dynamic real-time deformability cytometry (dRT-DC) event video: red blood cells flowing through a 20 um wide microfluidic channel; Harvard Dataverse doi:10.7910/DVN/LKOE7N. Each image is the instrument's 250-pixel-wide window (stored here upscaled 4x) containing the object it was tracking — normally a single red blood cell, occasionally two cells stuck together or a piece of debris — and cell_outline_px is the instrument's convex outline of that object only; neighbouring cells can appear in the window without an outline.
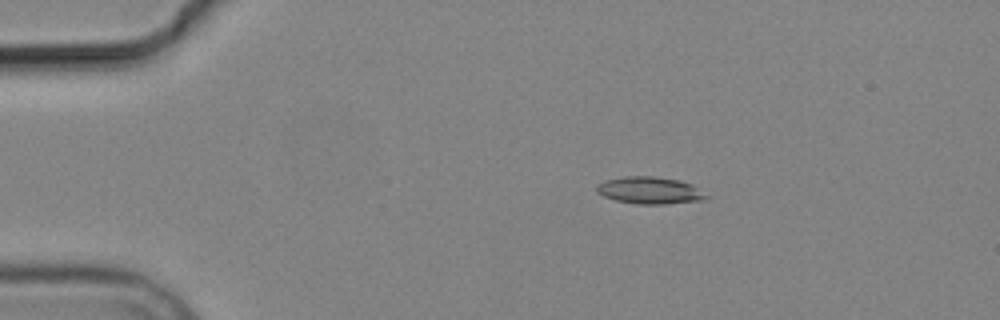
{"species": "common noctule bat (a hibernating species)", "species_latin": "Nyctalus noctula", "temperature_condition": "cold", "stored_images_in_passage": 9, "camera_frame_rate_fps": 3000, "um_per_image_px": 0.085, "animal": {"sex": "male", "body_mass_g": 19.2, "forearm_length_mm": 51.8}, "frame": {"image": 1, "passage_image": 4, "time_ms": 3.333, "image_size_px": [1000, 320], "cell_outline_px": [[708, 196], [700, 200], [664, 204], [636, 204], [616, 200], [604, 196], [596, 192], [596, 184], [604, 180], [624, 176], [652, 176], [680, 180], [692, 184]], "centroid_in_image_um": [55.17, 16.17], "position_along_channel_um": 29.8, "area_um2": 17.22}}
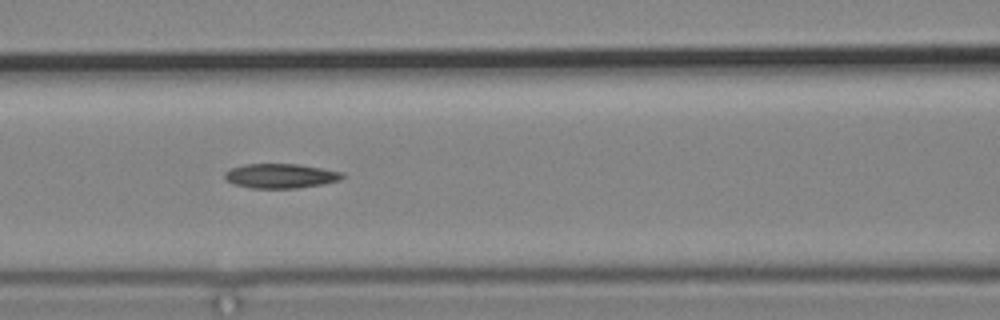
{"frame": {"image": 2, "passage_image": 8, "time_ms": 8.0, "image_size_px": [1000, 320], "cell_outline_px": [[344, 176], [340, 180], [324, 184], [296, 188], [252, 188], [236, 184], [228, 180], [224, 176], [224, 172], [232, 168], [244, 164], [296, 164], [344, 172]], "centroid_in_image_um": [23.88, 14.95], "position_along_channel_um": 142.7, "area_um2": 16.65}}
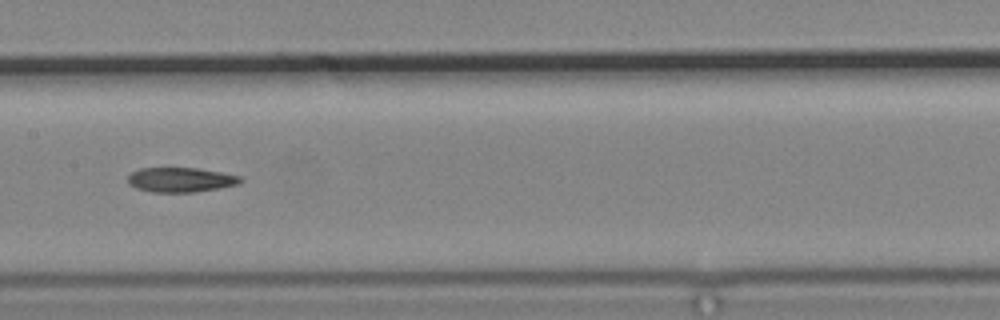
{"frame": {"image": 3, "passage_image": 9, "time_ms": 9.333, "image_size_px": [1000, 320], "cell_outline_px": [[244, 180], [236, 184], [220, 188], [192, 192], [152, 192], [136, 188], [128, 184], [128, 176], [132, 172], [140, 168], [168, 164], [196, 168], [220, 172], [240, 176]], "centroid_in_image_um": [15.28, 15.23], "position_along_channel_um": 192.1, "area_um2": 16.88}}